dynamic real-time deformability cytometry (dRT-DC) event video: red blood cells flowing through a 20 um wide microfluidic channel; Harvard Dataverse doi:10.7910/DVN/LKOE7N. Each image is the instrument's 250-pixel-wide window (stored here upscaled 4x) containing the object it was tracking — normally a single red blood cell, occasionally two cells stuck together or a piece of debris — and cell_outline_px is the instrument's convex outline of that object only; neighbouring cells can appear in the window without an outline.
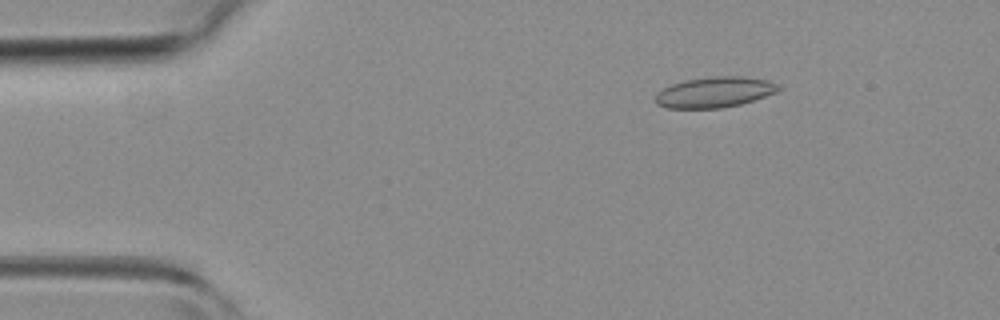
{"species": "common noctule bat (a hibernating species)", "species_latin": "Nyctalus noctula", "temperature_condition": "room temperature", "stored_images_in_passage": 4, "camera_frame_rate_fps": 3000, "um_per_image_px": 0.085, "animal": {"sex": "female", "body_mass_g": 19.3, "forearm_length_mm": 54.1}, "frame": {"image": 1, "passage_image": 2, "time_ms": 1.0, "image_size_px": [1000, 320], "cell_outline_px": [[780, 88], [776, 92], [740, 104], [720, 108], [668, 108], [656, 104], [656, 92], [672, 84], [684, 80], [712, 76], [744, 76], [768, 80], [780, 84]], "centroid_in_image_um": [60.74, 7.82], "position_along_channel_um": 24.3, "area_um2": 21.91}}
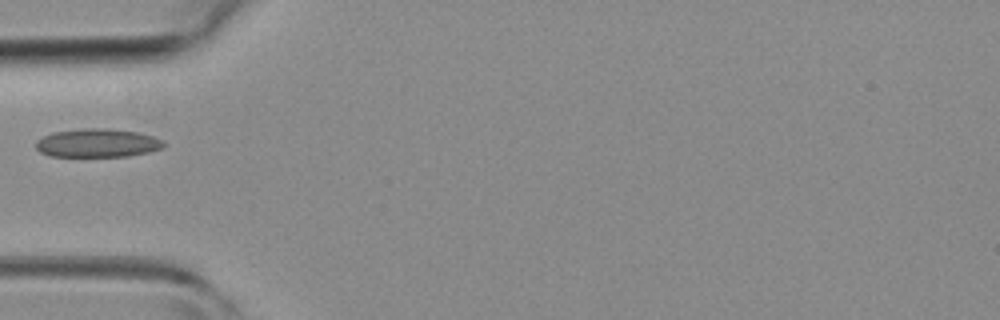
{"frame": {"image": 2, "passage_image": 4, "time_ms": 3.667, "image_size_px": [1000, 320], "cell_outline_px": [[164, 144], [160, 148], [148, 152], [128, 156], [52, 156], [40, 152], [36, 148], [36, 140], [52, 132], [84, 128], [104, 128], [136, 132], [152, 136], [164, 140]], "centroid_in_image_um": [8.25, 12.15], "position_along_channel_um": 76.7, "area_um2": 21.04}}